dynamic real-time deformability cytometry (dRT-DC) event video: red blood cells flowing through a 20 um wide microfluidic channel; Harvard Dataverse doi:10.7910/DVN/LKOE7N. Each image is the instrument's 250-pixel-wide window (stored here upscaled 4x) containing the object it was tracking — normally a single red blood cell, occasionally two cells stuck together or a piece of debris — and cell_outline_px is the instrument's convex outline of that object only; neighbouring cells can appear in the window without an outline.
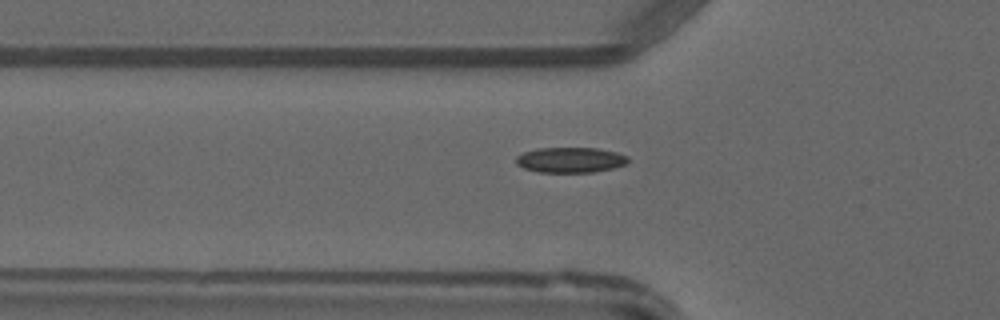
{"species": "common noctule bat (a hibernating species)", "species_latin": "Nyctalus noctula", "temperature_condition": "warm", "stored_images_in_passage": 35, "camera_frame_rate_fps": 3000, "um_per_image_px": 0.085, "animal": {"sex": "male", "forearm_length_mm": 52.5}, "frame": {"image": 1, "passage_image": 3, "time_ms": 0.667, "image_size_px": [1000, 320], "cell_outline_px": [[628, 160], [624, 164], [612, 168], [592, 172], [540, 172], [524, 168], [516, 164], [516, 156], [524, 152], [536, 148], [596, 148], [616, 152], [628, 156]], "centroid_in_image_um": [48.45, 13.59], "position_along_channel_um": 77.3, "area_um2": 16.42}}
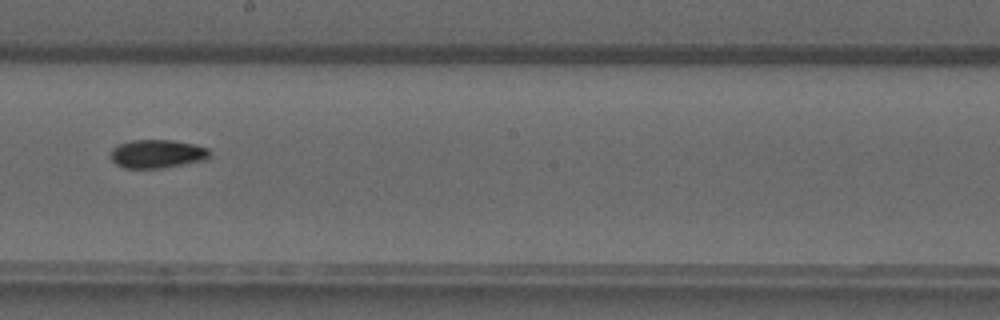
{"frame": {"image": 2, "passage_image": 14, "time_ms": 4.333, "image_size_px": [1000, 320], "cell_outline_px": [[212, 152], [204, 160], [184, 164], [160, 168], [124, 168], [116, 164], [112, 160], [112, 148], [120, 144], [132, 140], [172, 140], [192, 144], [208, 148]], "centroid_in_image_um": [13.37, 13.08], "position_along_channel_um": 234.8, "area_um2": 16.24}}
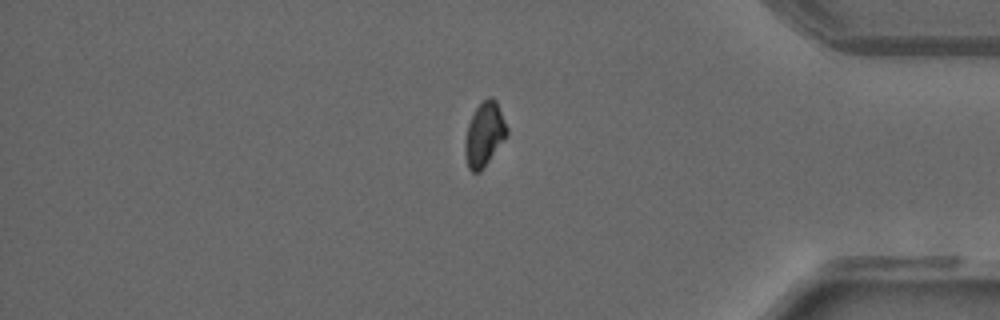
{"frame": {"image": 3, "passage_image": 27, "time_ms": 8.667, "image_size_px": [1000, 320], "cell_outline_px": [[508, 136], [484, 168], [480, 172], [472, 172], [468, 168], [464, 152], [464, 144], [468, 124], [476, 108], [488, 96], [492, 96], [496, 100], [508, 128]], "centroid_in_image_um": [41.18, 11.44], "position_along_channel_um": 394.0, "area_um2": 15.84}}